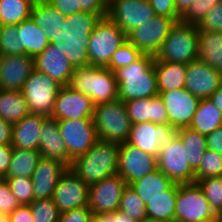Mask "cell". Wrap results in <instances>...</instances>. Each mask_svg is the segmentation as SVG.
Masks as SVG:
<instances>
[{"instance_id":"obj_1","label":"cell","mask_w":222,"mask_h":222,"mask_svg":"<svg viewBox=\"0 0 222 222\" xmlns=\"http://www.w3.org/2000/svg\"><path fill=\"white\" fill-rule=\"evenodd\" d=\"M101 16L91 12H80L65 17L58 29V42L68 61L74 68L90 65L87 44L91 32Z\"/></svg>"},{"instance_id":"obj_2","label":"cell","mask_w":222,"mask_h":222,"mask_svg":"<svg viewBox=\"0 0 222 222\" xmlns=\"http://www.w3.org/2000/svg\"><path fill=\"white\" fill-rule=\"evenodd\" d=\"M120 144L98 140L69 167L88 186L118 174Z\"/></svg>"},{"instance_id":"obj_3","label":"cell","mask_w":222,"mask_h":222,"mask_svg":"<svg viewBox=\"0 0 222 222\" xmlns=\"http://www.w3.org/2000/svg\"><path fill=\"white\" fill-rule=\"evenodd\" d=\"M154 61V56L143 55L136 62L115 71L119 100L126 102L159 95Z\"/></svg>"},{"instance_id":"obj_4","label":"cell","mask_w":222,"mask_h":222,"mask_svg":"<svg viewBox=\"0 0 222 222\" xmlns=\"http://www.w3.org/2000/svg\"><path fill=\"white\" fill-rule=\"evenodd\" d=\"M68 86L90 97L94 105L119 99L115 72L107 67L75 68Z\"/></svg>"},{"instance_id":"obj_5","label":"cell","mask_w":222,"mask_h":222,"mask_svg":"<svg viewBox=\"0 0 222 222\" xmlns=\"http://www.w3.org/2000/svg\"><path fill=\"white\" fill-rule=\"evenodd\" d=\"M199 29L197 25L177 22L155 55V61L189 64L198 59Z\"/></svg>"},{"instance_id":"obj_6","label":"cell","mask_w":222,"mask_h":222,"mask_svg":"<svg viewBox=\"0 0 222 222\" xmlns=\"http://www.w3.org/2000/svg\"><path fill=\"white\" fill-rule=\"evenodd\" d=\"M92 119L100 140L117 144L127 142L132 123L125 102L118 99L94 105Z\"/></svg>"},{"instance_id":"obj_7","label":"cell","mask_w":222,"mask_h":222,"mask_svg":"<svg viewBox=\"0 0 222 222\" xmlns=\"http://www.w3.org/2000/svg\"><path fill=\"white\" fill-rule=\"evenodd\" d=\"M125 42L127 35L108 17L101 18L88 39L90 65L107 67L113 54Z\"/></svg>"},{"instance_id":"obj_8","label":"cell","mask_w":222,"mask_h":222,"mask_svg":"<svg viewBox=\"0 0 222 222\" xmlns=\"http://www.w3.org/2000/svg\"><path fill=\"white\" fill-rule=\"evenodd\" d=\"M61 87L56 80L34 69L21 90L31 114L51 117Z\"/></svg>"},{"instance_id":"obj_9","label":"cell","mask_w":222,"mask_h":222,"mask_svg":"<svg viewBox=\"0 0 222 222\" xmlns=\"http://www.w3.org/2000/svg\"><path fill=\"white\" fill-rule=\"evenodd\" d=\"M216 217L197 183L177 184L175 222H207Z\"/></svg>"},{"instance_id":"obj_10","label":"cell","mask_w":222,"mask_h":222,"mask_svg":"<svg viewBox=\"0 0 222 222\" xmlns=\"http://www.w3.org/2000/svg\"><path fill=\"white\" fill-rule=\"evenodd\" d=\"M157 167L173 183H195V171L189 165L186 147L177 134L161 147Z\"/></svg>"},{"instance_id":"obj_11","label":"cell","mask_w":222,"mask_h":222,"mask_svg":"<svg viewBox=\"0 0 222 222\" xmlns=\"http://www.w3.org/2000/svg\"><path fill=\"white\" fill-rule=\"evenodd\" d=\"M175 23L172 18L156 15L130 31L127 34V41L143 55L155 57Z\"/></svg>"},{"instance_id":"obj_12","label":"cell","mask_w":222,"mask_h":222,"mask_svg":"<svg viewBox=\"0 0 222 222\" xmlns=\"http://www.w3.org/2000/svg\"><path fill=\"white\" fill-rule=\"evenodd\" d=\"M57 122L71 161L84 155L99 140L93 119L58 120Z\"/></svg>"},{"instance_id":"obj_13","label":"cell","mask_w":222,"mask_h":222,"mask_svg":"<svg viewBox=\"0 0 222 222\" xmlns=\"http://www.w3.org/2000/svg\"><path fill=\"white\" fill-rule=\"evenodd\" d=\"M154 16V9L148 0H111L108 3L107 17L126 35Z\"/></svg>"},{"instance_id":"obj_14","label":"cell","mask_w":222,"mask_h":222,"mask_svg":"<svg viewBox=\"0 0 222 222\" xmlns=\"http://www.w3.org/2000/svg\"><path fill=\"white\" fill-rule=\"evenodd\" d=\"M176 134L177 129L169 124L135 123L131 126L127 143L157 157L161 147Z\"/></svg>"},{"instance_id":"obj_15","label":"cell","mask_w":222,"mask_h":222,"mask_svg":"<svg viewBox=\"0 0 222 222\" xmlns=\"http://www.w3.org/2000/svg\"><path fill=\"white\" fill-rule=\"evenodd\" d=\"M126 187V181L118 174L90 185L88 207L92 214L99 216L118 210Z\"/></svg>"},{"instance_id":"obj_16","label":"cell","mask_w":222,"mask_h":222,"mask_svg":"<svg viewBox=\"0 0 222 222\" xmlns=\"http://www.w3.org/2000/svg\"><path fill=\"white\" fill-rule=\"evenodd\" d=\"M52 199L61 213L88 207L89 186L67 168L56 184Z\"/></svg>"},{"instance_id":"obj_17","label":"cell","mask_w":222,"mask_h":222,"mask_svg":"<svg viewBox=\"0 0 222 222\" xmlns=\"http://www.w3.org/2000/svg\"><path fill=\"white\" fill-rule=\"evenodd\" d=\"M157 167V157L127 142L120 144L118 175L130 185L132 182L154 172Z\"/></svg>"},{"instance_id":"obj_18","label":"cell","mask_w":222,"mask_h":222,"mask_svg":"<svg viewBox=\"0 0 222 222\" xmlns=\"http://www.w3.org/2000/svg\"><path fill=\"white\" fill-rule=\"evenodd\" d=\"M93 111L91 98L67 85L60 88L51 117L57 121L92 119Z\"/></svg>"},{"instance_id":"obj_19","label":"cell","mask_w":222,"mask_h":222,"mask_svg":"<svg viewBox=\"0 0 222 222\" xmlns=\"http://www.w3.org/2000/svg\"><path fill=\"white\" fill-rule=\"evenodd\" d=\"M158 93L164 101L169 125L176 129L189 127L197 111L200 99L185 88Z\"/></svg>"},{"instance_id":"obj_20","label":"cell","mask_w":222,"mask_h":222,"mask_svg":"<svg viewBox=\"0 0 222 222\" xmlns=\"http://www.w3.org/2000/svg\"><path fill=\"white\" fill-rule=\"evenodd\" d=\"M185 89L200 100L209 99L222 84V73L202 60L187 64Z\"/></svg>"},{"instance_id":"obj_21","label":"cell","mask_w":222,"mask_h":222,"mask_svg":"<svg viewBox=\"0 0 222 222\" xmlns=\"http://www.w3.org/2000/svg\"><path fill=\"white\" fill-rule=\"evenodd\" d=\"M34 69L47 74L62 86L69 85L75 70L59 43H50L34 58Z\"/></svg>"},{"instance_id":"obj_22","label":"cell","mask_w":222,"mask_h":222,"mask_svg":"<svg viewBox=\"0 0 222 222\" xmlns=\"http://www.w3.org/2000/svg\"><path fill=\"white\" fill-rule=\"evenodd\" d=\"M34 70V59L27 54L0 55V89L21 91Z\"/></svg>"},{"instance_id":"obj_23","label":"cell","mask_w":222,"mask_h":222,"mask_svg":"<svg viewBox=\"0 0 222 222\" xmlns=\"http://www.w3.org/2000/svg\"><path fill=\"white\" fill-rule=\"evenodd\" d=\"M67 168L61 161L42 157L31 177L34 199L52 198L56 184Z\"/></svg>"},{"instance_id":"obj_24","label":"cell","mask_w":222,"mask_h":222,"mask_svg":"<svg viewBox=\"0 0 222 222\" xmlns=\"http://www.w3.org/2000/svg\"><path fill=\"white\" fill-rule=\"evenodd\" d=\"M125 107L132 124L143 122L169 124L164 101L159 95L153 98H140L126 101Z\"/></svg>"},{"instance_id":"obj_25","label":"cell","mask_w":222,"mask_h":222,"mask_svg":"<svg viewBox=\"0 0 222 222\" xmlns=\"http://www.w3.org/2000/svg\"><path fill=\"white\" fill-rule=\"evenodd\" d=\"M38 151L43 158L61 161L68 168L72 164L58 122L52 117H47L42 124Z\"/></svg>"},{"instance_id":"obj_26","label":"cell","mask_w":222,"mask_h":222,"mask_svg":"<svg viewBox=\"0 0 222 222\" xmlns=\"http://www.w3.org/2000/svg\"><path fill=\"white\" fill-rule=\"evenodd\" d=\"M47 117L30 114L13 124L11 146L19 149L39 150L42 124Z\"/></svg>"},{"instance_id":"obj_27","label":"cell","mask_w":222,"mask_h":222,"mask_svg":"<svg viewBox=\"0 0 222 222\" xmlns=\"http://www.w3.org/2000/svg\"><path fill=\"white\" fill-rule=\"evenodd\" d=\"M30 17L45 32L50 42H58L59 24L65 20V15L46 0H36Z\"/></svg>"},{"instance_id":"obj_28","label":"cell","mask_w":222,"mask_h":222,"mask_svg":"<svg viewBox=\"0 0 222 222\" xmlns=\"http://www.w3.org/2000/svg\"><path fill=\"white\" fill-rule=\"evenodd\" d=\"M158 92L185 88L187 64L154 61Z\"/></svg>"},{"instance_id":"obj_29","label":"cell","mask_w":222,"mask_h":222,"mask_svg":"<svg viewBox=\"0 0 222 222\" xmlns=\"http://www.w3.org/2000/svg\"><path fill=\"white\" fill-rule=\"evenodd\" d=\"M17 32L25 54L33 58L50 44L45 32L35 24L31 17L17 25Z\"/></svg>"},{"instance_id":"obj_30","label":"cell","mask_w":222,"mask_h":222,"mask_svg":"<svg viewBox=\"0 0 222 222\" xmlns=\"http://www.w3.org/2000/svg\"><path fill=\"white\" fill-rule=\"evenodd\" d=\"M174 183L159 169L145 175L132 182L129 186L138 194L146 205L150 199L161 195L168 190Z\"/></svg>"},{"instance_id":"obj_31","label":"cell","mask_w":222,"mask_h":222,"mask_svg":"<svg viewBox=\"0 0 222 222\" xmlns=\"http://www.w3.org/2000/svg\"><path fill=\"white\" fill-rule=\"evenodd\" d=\"M198 59L222 73V32H199Z\"/></svg>"},{"instance_id":"obj_32","label":"cell","mask_w":222,"mask_h":222,"mask_svg":"<svg viewBox=\"0 0 222 222\" xmlns=\"http://www.w3.org/2000/svg\"><path fill=\"white\" fill-rule=\"evenodd\" d=\"M220 127H222V111L209 99L200 100L189 128L206 136Z\"/></svg>"},{"instance_id":"obj_33","label":"cell","mask_w":222,"mask_h":222,"mask_svg":"<svg viewBox=\"0 0 222 222\" xmlns=\"http://www.w3.org/2000/svg\"><path fill=\"white\" fill-rule=\"evenodd\" d=\"M30 114L27 101L21 91L0 89V118L14 124Z\"/></svg>"},{"instance_id":"obj_34","label":"cell","mask_w":222,"mask_h":222,"mask_svg":"<svg viewBox=\"0 0 222 222\" xmlns=\"http://www.w3.org/2000/svg\"><path fill=\"white\" fill-rule=\"evenodd\" d=\"M177 183H174L161 195L150 199L146 204V214L148 218L175 222Z\"/></svg>"},{"instance_id":"obj_35","label":"cell","mask_w":222,"mask_h":222,"mask_svg":"<svg viewBox=\"0 0 222 222\" xmlns=\"http://www.w3.org/2000/svg\"><path fill=\"white\" fill-rule=\"evenodd\" d=\"M41 158L38 150L13 148L11 162L5 177L31 178Z\"/></svg>"},{"instance_id":"obj_36","label":"cell","mask_w":222,"mask_h":222,"mask_svg":"<svg viewBox=\"0 0 222 222\" xmlns=\"http://www.w3.org/2000/svg\"><path fill=\"white\" fill-rule=\"evenodd\" d=\"M177 135L181 138L186 147L187 159L190 167L196 171L207 149L206 136L189 127L177 129Z\"/></svg>"},{"instance_id":"obj_37","label":"cell","mask_w":222,"mask_h":222,"mask_svg":"<svg viewBox=\"0 0 222 222\" xmlns=\"http://www.w3.org/2000/svg\"><path fill=\"white\" fill-rule=\"evenodd\" d=\"M36 0H0V25H18L29 19Z\"/></svg>"},{"instance_id":"obj_38","label":"cell","mask_w":222,"mask_h":222,"mask_svg":"<svg viewBox=\"0 0 222 222\" xmlns=\"http://www.w3.org/2000/svg\"><path fill=\"white\" fill-rule=\"evenodd\" d=\"M196 183L202 189L213 212L220 216L222 213V176L200 179Z\"/></svg>"},{"instance_id":"obj_39","label":"cell","mask_w":222,"mask_h":222,"mask_svg":"<svg viewBox=\"0 0 222 222\" xmlns=\"http://www.w3.org/2000/svg\"><path fill=\"white\" fill-rule=\"evenodd\" d=\"M118 210L127 213L130 218L137 222L147 217L146 205L129 185H127L122 193Z\"/></svg>"},{"instance_id":"obj_40","label":"cell","mask_w":222,"mask_h":222,"mask_svg":"<svg viewBox=\"0 0 222 222\" xmlns=\"http://www.w3.org/2000/svg\"><path fill=\"white\" fill-rule=\"evenodd\" d=\"M25 54L18 38L17 25H0V55Z\"/></svg>"},{"instance_id":"obj_41","label":"cell","mask_w":222,"mask_h":222,"mask_svg":"<svg viewBox=\"0 0 222 222\" xmlns=\"http://www.w3.org/2000/svg\"><path fill=\"white\" fill-rule=\"evenodd\" d=\"M215 176H222V154L207 148L199 168L195 171V183L200 179Z\"/></svg>"},{"instance_id":"obj_42","label":"cell","mask_w":222,"mask_h":222,"mask_svg":"<svg viewBox=\"0 0 222 222\" xmlns=\"http://www.w3.org/2000/svg\"><path fill=\"white\" fill-rule=\"evenodd\" d=\"M34 222H58L61 212L52 198L35 199L29 204Z\"/></svg>"},{"instance_id":"obj_43","label":"cell","mask_w":222,"mask_h":222,"mask_svg":"<svg viewBox=\"0 0 222 222\" xmlns=\"http://www.w3.org/2000/svg\"><path fill=\"white\" fill-rule=\"evenodd\" d=\"M5 180L21 205H29L35 200L31 178L25 176L5 177Z\"/></svg>"},{"instance_id":"obj_44","label":"cell","mask_w":222,"mask_h":222,"mask_svg":"<svg viewBox=\"0 0 222 222\" xmlns=\"http://www.w3.org/2000/svg\"><path fill=\"white\" fill-rule=\"evenodd\" d=\"M222 0H193L187 11L180 17V22L198 25L204 16Z\"/></svg>"},{"instance_id":"obj_45","label":"cell","mask_w":222,"mask_h":222,"mask_svg":"<svg viewBox=\"0 0 222 222\" xmlns=\"http://www.w3.org/2000/svg\"><path fill=\"white\" fill-rule=\"evenodd\" d=\"M142 56L143 54L127 41L113 54L107 68L115 72L121 67H126L136 62Z\"/></svg>"},{"instance_id":"obj_46","label":"cell","mask_w":222,"mask_h":222,"mask_svg":"<svg viewBox=\"0 0 222 222\" xmlns=\"http://www.w3.org/2000/svg\"><path fill=\"white\" fill-rule=\"evenodd\" d=\"M199 32L221 31L222 32V3L214 6L197 25Z\"/></svg>"},{"instance_id":"obj_47","label":"cell","mask_w":222,"mask_h":222,"mask_svg":"<svg viewBox=\"0 0 222 222\" xmlns=\"http://www.w3.org/2000/svg\"><path fill=\"white\" fill-rule=\"evenodd\" d=\"M21 204L11 192L9 184L4 181L0 185V213L10 214L15 211Z\"/></svg>"},{"instance_id":"obj_48","label":"cell","mask_w":222,"mask_h":222,"mask_svg":"<svg viewBox=\"0 0 222 222\" xmlns=\"http://www.w3.org/2000/svg\"><path fill=\"white\" fill-rule=\"evenodd\" d=\"M148 2L154 9L155 15L172 18L176 23L180 22L175 0H148Z\"/></svg>"},{"instance_id":"obj_49","label":"cell","mask_w":222,"mask_h":222,"mask_svg":"<svg viewBox=\"0 0 222 222\" xmlns=\"http://www.w3.org/2000/svg\"><path fill=\"white\" fill-rule=\"evenodd\" d=\"M92 216L89 207H82L62 212L58 222H90Z\"/></svg>"},{"instance_id":"obj_50","label":"cell","mask_w":222,"mask_h":222,"mask_svg":"<svg viewBox=\"0 0 222 222\" xmlns=\"http://www.w3.org/2000/svg\"><path fill=\"white\" fill-rule=\"evenodd\" d=\"M107 0H78V7H82L83 12L99 14L102 18L108 14Z\"/></svg>"},{"instance_id":"obj_51","label":"cell","mask_w":222,"mask_h":222,"mask_svg":"<svg viewBox=\"0 0 222 222\" xmlns=\"http://www.w3.org/2000/svg\"><path fill=\"white\" fill-rule=\"evenodd\" d=\"M46 1L65 16L83 12L82 7H78V0H46Z\"/></svg>"},{"instance_id":"obj_52","label":"cell","mask_w":222,"mask_h":222,"mask_svg":"<svg viewBox=\"0 0 222 222\" xmlns=\"http://www.w3.org/2000/svg\"><path fill=\"white\" fill-rule=\"evenodd\" d=\"M206 147L209 150L222 154V127L206 135Z\"/></svg>"},{"instance_id":"obj_53","label":"cell","mask_w":222,"mask_h":222,"mask_svg":"<svg viewBox=\"0 0 222 222\" xmlns=\"http://www.w3.org/2000/svg\"><path fill=\"white\" fill-rule=\"evenodd\" d=\"M10 222H34L29 205H20L9 214Z\"/></svg>"},{"instance_id":"obj_54","label":"cell","mask_w":222,"mask_h":222,"mask_svg":"<svg viewBox=\"0 0 222 222\" xmlns=\"http://www.w3.org/2000/svg\"><path fill=\"white\" fill-rule=\"evenodd\" d=\"M13 147L11 144L0 145V172L6 174L8 171L11 157H12Z\"/></svg>"},{"instance_id":"obj_55","label":"cell","mask_w":222,"mask_h":222,"mask_svg":"<svg viewBox=\"0 0 222 222\" xmlns=\"http://www.w3.org/2000/svg\"><path fill=\"white\" fill-rule=\"evenodd\" d=\"M13 124L0 118V145L11 144Z\"/></svg>"},{"instance_id":"obj_56","label":"cell","mask_w":222,"mask_h":222,"mask_svg":"<svg viewBox=\"0 0 222 222\" xmlns=\"http://www.w3.org/2000/svg\"><path fill=\"white\" fill-rule=\"evenodd\" d=\"M193 0H175L177 14L181 17L189 8Z\"/></svg>"},{"instance_id":"obj_57","label":"cell","mask_w":222,"mask_h":222,"mask_svg":"<svg viewBox=\"0 0 222 222\" xmlns=\"http://www.w3.org/2000/svg\"><path fill=\"white\" fill-rule=\"evenodd\" d=\"M209 100L215 104V106L222 111V84L217 89L215 93H213Z\"/></svg>"},{"instance_id":"obj_58","label":"cell","mask_w":222,"mask_h":222,"mask_svg":"<svg viewBox=\"0 0 222 222\" xmlns=\"http://www.w3.org/2000/svg\"><path fill=\"white\" fill-rule=\"evenodd\" d=\"M114 222H137L129 217V215L120 210L114 211Z\"/></svg>"},{"instance_id":"obj_59","label":"cell","mask_w":222,"mask_h":222,"mask_svg":"<svg viewBox=\"0 0 222 222\" xmlns=\"http://www.w3.org/2000/svg\"><path fill=\"white\" fill-rule=\"evenodd\" d=\"M90 222H114V212L109 214H102L99 216L93 215Z\"/></svg>"},{"instance_id":"obj_60","label":"cell","mask_w":222,"mask_h":222,"mask_svg":"<svg viewBox=\"0 0 222 222\" xmlns=\"http://www.w3.org/2000/svg\"><path fill=\"white\" fill-rule=\"evenodd\" d=\"M0 222H10L9 215L4 214V213H0Z\"/></svg>"},{"instance_id":"obj_61","label":"cell","mask_w":222,"mask_h":222,"mask_svg":"<svg viewBox=\"0 0 222 222\" xmlns=\"http://www.w3.org/2000/svg\"><path fill=\"white\" fill-rule=\"evenodd\" d=\"M140 222H168V221L156 220V219H151V218L146 217L145 219H143Z\"/></svg>"},{"instance_id":"obj_62","label":"cell","mask_w":222,"mask_h":222,"mask_svg":"<svg viewBox=\"0 0 222 222\" xmlns=\"http://www.w3.org/2000/svg\"><path fill=\"white\" fill-rule=\"evenodd\" d=\"M4 181H6V180H5V175L0 172V185H1Z\"/></svg>"},{"instance_id":"obj_63","label":"cell","mask_w":222,"mask_h":222,"mask_svg":"<svg viewBox=\"0 0 222 222\" xmlns=\"http://www.w3.org/2000/svg\"><path fill=\"white\" fill-rule=\"evenodd\" d=\"M207 222H222V221H221L220 217L218 216V217H216L210 221H207Z\"/></svg>"}]
</instances>
